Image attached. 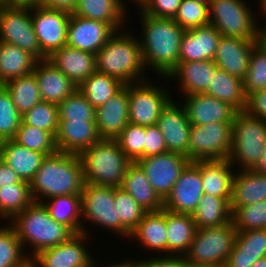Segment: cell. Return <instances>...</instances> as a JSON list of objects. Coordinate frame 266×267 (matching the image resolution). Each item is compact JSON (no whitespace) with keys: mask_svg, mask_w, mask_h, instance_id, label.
Masks as SVG:
<instances>
[{"mask_svg":"<svg viewBox=\"0 0 266 267\" xmlns=\"http://www.w3.org/2000/svg\"><path fill=\"white\" fill-rule=\"evenodd\" d=\"M243 82L246 96L266 89V52L258 45L252 49L248 71Z\"/></svg>","mask_w":266,"mask_h":267,"instance_id":"obj_50","label":"cell"},{"mask_svg":"<svg viewBox=\"0 0 266 267\" xmlns=\"http://www.w3.org/2000/svg\"><path fill=\"white\" fill-rule=\"evenodd\" d=\"M95 122L102 139H115L129 124L128 85L96 108Z\"/></svg>","mask_w":266,"mask_h":267,"instance_id":"obj_20","label":"cell"},{"mask_svg":"<svg viewBox=\"0 0 266 267\" xmlns=\"http://www.w3.org/2000/svg\"><path fill=\"white\" fill-rule=\"evenodd\" d=\"M47 200L42 203L55 221L68 226L75 234H89L80 220L82 217L80 195L53 196Z\"/></svg>","mask_w":266,"mask_h":267,"instance_id":"obj_37","label":"cell"},{"mask_svg":"<svg viewBox=\"0 0 266 267\" xmlns=\"http://www.w3.org/2000/svg\"><path fill=\"white\" fill-rule=\"evenodd\" d=\"M84 181L95 185L121 187L132 161L115 139H101L79 154Z\"/></svg>","mask_w":266,"mask_h":267,"instance_id":"obj_5","label":"cell"},{"mask_svg":"<svg viewBox=\"0 0 266 267\" xmlns=\"http://www.w3.org/2000/svg\"><path fill=\"white\" fill-rule=\"evenodd\" d=\"M78 0H40L38 6L44 9L64 11L73 14Z\"/></svg>","mask_w":266,"mask_h":267,"instance_id":"obj_56","label":"cell"},{"mask_svg":"<svg viewBox=\"0 0 266 267\" xmlns=\"http://www.w3.org/2000/svg\"><path fill=\"white\" fill-rule=\"evenodd\" d=\"M260 2H262L260 6L262 8L263 15L265 14L264 16H266V0H262Z\"/></svg>","mask_w":266,"mask_h":267,"instance_id":"obj_66","label":"cell"},{"mask_svg":"<svg viewBox=\"0 0 266 267\" xmlns=\"http://www.w3.org/2000/svg\"><path fill=\"white\" fill-rule=\"evenodd\" d=\"M22 250L14 227L10 224L0 228V267H23L30 257Z\"/></svg>","mask_w":266,"mask_h":267,"instance_id":"obj_43","label":"cell"},{"mask_svg":"<svg viewBox=\"0 0 266 267\" xmlns=\"http://www.w3.org/2000/svg\"><path fill=\"white\" fill-rule=\"evenodd\" d=\"M137 163L144 170L154 191L164 200L190 161L182 154L166 152L141 158Z\"/></svg>","mask_w":266,"mask_h":267,"instance_id":"obj_13","label":"cell"},{"mask_svg":"<svg viewBox=\"0 0 266 267\" xmlns=\"http://www.w3.org/2000/svg\"><path fill=\"white\" fill-rule=\"evenodd\" d=\"M40 0H12V6H36Z\"/></svg>","mask_w":266,"mask_h":267,"instance_id":"obj_60","label":"cell"},{"mask_svg":"<svg viewBox=\"0 0 266 267\" xmlns=\"http://www.w3.org/2000/svg\"><path fill=\"white\" fill-rule=\"evenodd\" d=\"M162 133L168 152L179 153L188 158V143L191 124L184 107L170 100L163 108L156 123Z\"/></svg>","mask_w":266,"mask_h":267,"instance_id":"obj_19","label":"cell"},{"mask_svg":"<svg viewBox=\"0 0 266 267\" xmlns=\"http://www.w3.org/2000/svg\"><path fill=\"white\" fill-rule=\"evenodd\" d=\"M199 4L210 5L212 0H191Z\"/></svg>","mask_w":266,"mask_h":267,"instance_id":"obj_65","label":"cell"},{"mask_svg":"<svg viewBox=\"0 0 266 267\" xmlns=\"http://www.w3.org/2000/svg\"><path fill=\"white\" fill-rule=\"evenodd\" d=\"M145 133L146 127L129 122L115 138L121 150L132 162L143 158Z\"/></svg>","mask_w":266,"mask_h":267,"instance_id":"obj_51","label":"cell"},{"mask_svg":"<svg viewBox=\"0 0 266 267\" xmlns=\"http://www.w3.org/2000/svg\"><path fill=\"white\" fill-rule=\"evenodd\" d=\"M4 85L9 90L10 97L21 116L42 101L33 72L11 79Z\"/></svg>","mask_w":266,"mask_h":267,"instance_id":"obj_40","label":"cell"},{"mask_svg":"<svg viewBox=\"0 0 266 267\" xmlns=\"http://www.w3.org/2000/svg\"><path fill=\"white\" fill-rule=\"evenodd\" d=\"M108 267H136V263L135 261H131L128 263V261H126L125 263L123 262H120L119 264L115 263V265H111V266H108Z\"/></svg>","mask_w":266,"mask_h":267,"instance_id":"obj_61","label":"cell"},{"mask_svg":"<svg viewBox=\"0 0 266 267\" xmlns=\"http://www.w3.org/2000/svg\"><path fill=\"white\" fill-rule=\"evenodd\" d=\"M123 86V83L112 76L96 71L78 86V90L97 108L105 104Z\"/></svg>","mask_w":266,"mask_h":267,"instance_id":"obj_39","label":"cell"},{"mask_svg":"<svg viewBox=\"0 0 266 267\" xmlns=\"http://www.w3.org/2000/svg\"><path fill=\"white\" fill-rule=\"evenodd\" d=\"M216 68L213 60L179 62L166 78L179 79L180 90L185 96L205 93Z\"/></svg>","mask_w":266,"mask_h":267,"instance_id":"obj_26","label":"cell"},{"mask_svg":"<svg viewBox=\"0 0 266 267\" xmlns=\"http://www.w3.org/2000/svg\"><path fill=\"white\" fill-rule=\"evenodd\" d=\"M22 116L13 103L9 90L0 84V139H13L19 129Z\"/></svg>","mask_w":266,"mask_h":267,"instance_id":"obj_47","label":"cell"},{"mask_svg":"<svg viewBox=\"0 0 266 267\" xmlns=\"http://www.w3.org/2000/svg\"><path fill=\"white\" fill-rule=\"evenodd\" d=\"M30 12L31 6H0V41L21 48L39 61L45 60Z\"/></svg>","mask_w":266,"mask_h":267,"instance_id":"obj_10","label":"cell"},{"mask_svg":"<svg viewBox=\"0 0 266 267\" xmlns=\"http://www.w3.org/2000/svg\"><path fill=\"white\" fill-rule=\"evenodd\" d=\"M84 184L79 155L64 152L46 156L29 183L33 201L40 203L42 196L81 195Z\"/></svg>","mask_w":266,"mask_h":267,"instance_id":"obj_2","label":"cell"},{"mask_svg":"<svg viewBox=\"0 0 266 267\" xmlns=\"http://www.w3.org/2000/svg\"><path fill=\"white\" fill-rule=\"evenodd\" d=\"M147 212L163 209V200L154 191L144 170L137 162H132L125 173L121 186Z\"/></svg>","mask_w":266,"mask_h":267,"instance_id":"obj_30","label":"cell"},{"mask_svg":"<svg viewBox=\"0 0 266 267\" xmlns=\"http://www.w3.org/2000/svg\"><path fill=\"white\" fill-rule=\"evenodd\" d=\"M10 222L22 247L30 243L34 250L30 260L40 251L62 244L75 234L68 226L55 221L40 202L33 201Z\"/></svg>","mask_w":266,"mask_h":267,"instance_id":"obj_3","label":"cell"},{"mask_svg":"<svg viewBox=\"0 0 266 267\" xmlns=\"http://www.w3.org/2000/svg\"><path fill=\"white\" fill-rule=\"evenodd\" d=\"M266 146V121L237 112L233 119L232 146L229 162L241 165L242 170L253 169ZM243 166V167H242Z\"/></svg>","mask_w":266,"mask_h":267,"instance_id":"obj_7","label":"cell"},{"mask_svg":"<svg viewBox=\"0 0 266 267\" xmlns=\"http://www.w3.org/2000/svg\"><path fill=\"white\" fill-rule=\"evenodd\" d=\"M115 32L105 22L71 14L67 28L66 45L96 55Z\"/></svg>","mask_w":266,"mask_h":267,"instance_id":"obj_16","label":"cell"},{"mask_svg":"<svg viewBox=\"0 0 266 267\" xmlns=\"http://www.w3.org/2000/svg\"><path fill=\"white\" fill-rule=\"evenodd\" d=\"M231 198H221L204 193L192 214L197 229L222 226L231 222Z\"/></svg>","mask_w":266,"mask_h":267,"instance_id":"obj_38","label":"cell"},{"mask_svg":"<svg viewBox=\"0 0 266 267\" xmlns=\"http://www.w3.org/2000/svg\"><path fill=\"white\" fill-rule=\"evenodd\" d=\"M173 20L184 30L209 25V5L182 0Z\"/></svg>","mask_w":266,"mask_h":267,"instance_id":"obj_49","label":"cell"},{"mask_svg":"<svg viewBox=\"0 0 266 267\" xmlns=\"http://www.w3.org/2000/svg\"><path fill=\"white\" fill-rule=\"evenodd\" d=\"M250 9L243 0H212L209 5V24L221 36L257 40L259 26Z\"/></svg>","mask_w":266,"mask_h":267,"instance_id":"obj_8","label":"cell"},{"mask_svg":"<svg viewBox=\"0 0 266 267\" xmlns=\"http://www.w3.org/2000/svg\"><path fill=\"white\" fill-rule=\"evenodd\" d=\"M101 139L95 121H59L55 143L58 152L79 155Z\"/></svg>","mask_w":266,"mask_h":267,"instance_id":"obj_22","label":"cell"},{"mask_svg":"<svg viewBox=\"0 0 266 267\" xmlns=\"http://www.w3.org/2000/svg\"><path fill=\"white\" fill-rule=\"evenodd\" d=\"M131 237L151 251L167 252L166 209L147 212L131 232Z\"/></svg>","mask_w":266,"mask_h":267,"instance_id":"obj_33","label":"cell"},{"mask_svg":"<svg viewBox=\"0 0 266 267\" xmlns=\"http://www.w3.org/2000/svg\"><path fill=\"white\" fill-rule=\"evenodd\" d=\"M228 159L201 160L202 187L206 194L231 198L234 172Z\"/></svg>","mask_w":266,"mask_h":267,"instance_id":"obj_32","label":"cell"},{"mask_svg":"<svg viewBox=\"0 0 266 267\" xmlns=\"http://www.w3.org/2000/svg\"><path fill=\"white\" fill-rule=\"evenodd\" d=\"M266 200V175L252 169L239 170L233 175L230 209Z\"/></svg>","mask_w":266,"mask_h":267,"instance_id":"obj_28","label":"cell"},{"mask_svg":"<svg viewBox=\"0 0 266 267\" xmlns=\"http://www.w3.org/2000/svg\"><path fill=\"white\" fill-rule=\"evenodd\" d=\"M205 93L230 104L238 112L245 109L246 94L243 80L231 76L224 70L219 68L214 70L211 84Z\"/></svg>","mask_w":266,"mask_h":267,"instance_id":"obj_35","label":"cell"},{"mask_svg":"<svg viewBox=\"0 0 266 267\" xmlns=\"http://www.w3.org/2000/svg\"><path fill=\"white\" fill-rule=\"evenodd\" d=\"M221 34L213 25L185 30L179 62L214 60Z\"/></svg>","mask_w":266,"mask_h":267,"instance_id":"obj_23","label":"cell"},{"mask_svg":"<svg viewBox=\"0 0 266 267\" xmlns=\"http://www.w3.org/2000/svg\"><path fill=\"white\" fill-rule=\"evenodd\" d=\"M244 112L266 121V89L255 91L246 96Z\"/></svg>","mask_w":266,"mask_h":267,"instance_id":"obj_54","label":"cell"},{"mask_svg":"<svg viewBox=\"0 0 266 267\" xmlns=\"http://www.w3.org/2000/svg\"><path fill=\"white\" fill-rule=\"evenodd\" d=\"M119 2V4L121 5V7L125 10V4L124 2H122V0H117ZM135 1V3H138L139 4V11L143 9V7L145 6L147 0H133V2Z\"/></svg>","mask_w":266,"mask_h":267,"instance_id":"obj_62","label":"cell"},{"mask_svg":"<svg viewBox=\"0 0 266 267\" xmlns=\"http://www.w3.org/2000/svg\"><path fill=\"white\" fill-rule=\"evenodd\" d=\"M124 34L116 31L96 53V71L110 75L124 85H129L144 81L140 78L142 76L140 74H143L145 67L140 39Z\"/></svg>","mask_w":266,"mask_h":267,"instance_id":"obj_4","label":"cell"},{"mask_svg":"<svg viewBox=\"0 0 266 267\" xmlns=\"http://www.w3.org/2000/svg\"><path fill=\"white\" fill-rule=\"evenodd\" d=\"M0 158L13 169L21 180L30 183L46 155L9 139L2 142Z\"/></svg>","mask_w":266,"mask_h":267,"instance_id":"obj_29","label":"cell"},{"mask_svg":"<svg viewBox=\"0 0 266 267\" xmlns=\"http://www.w3.org/2000/svg\"><path fill=\"white\" fill-rule=\"evenodd\" d=\"M256 45L257 40L221 36L213 61L217 68L243 80L248 71L252 49Z\"/></svg>","mask_w":266,"mask_h":267,"instance_id":"obj_18","label":"cell"},{"mask_svg":"<svg viewBox=\"0 0 266 267\" xmlns=\"http://www.w3.org/2000/svg\"><path fill=\"white\" fill-rule=\"evenodd\" d=\"M59 121H95L96 108L77 89L72 95L58 105Z\"/></svg>","mask_w":266,"mask_h":267,"instance_id":"obj_45","label":"cell"},{"mask_svg":"<svg viewBox=\"0 0 266 267\" xmlns=\"http://www.w3.org/2000/svg\"><path fill=\"white\" fill-rule=\"evenodd\" d=\"M32 23L41 53L48 58L53 52L66 46L67 28L71 14L64 11L31 6Z\"/></svg>","mask_w":266,"mask_h":267,"instance_id":"obj_14","label":"cell"},{"mask_svg":"<svg viewBox=\"0 0 266 267\" xmlns=\"http://www.w3.org/2000/svg\"><path fill=\"white\" fill-rule=\"evenodd\" d=\"M252 170L259 174L266 175V146L264 147L260 160Z\"/></svg>","mask_w":266,"mask_h":267,"instance_id":"obj_58","label":"cell"},{"mask_svg":"<svg viewBox=\"0 0 266 267\" xmlns=\"http://www.w3.org/2000/svg\"><path fill=\"white\" fill-rule=\"evenodd\" d=\"M203 194L201 161L190 162L163 200V208L175 213L192 215Z\"/></svg>","mask_w":266,"mask_h":267,"instance_id":"obj_15","label":"cell"},{"mask_svg":"<svg viewBox=\"0 0 266 267\" xmlns=\"http://www.w3.org/2000/svg\"><path fill=\"white\" fill-rule=\"evenodd\" d=\"M266 257V229L237 232L232 252L223 267H251Z\"/></svg>","mask_w":266,"mask_h":267,"instance_id":"obj_27","label":"cell"},{"mask_svg":"<svg viewBox=\"0 0 266 267\" xmlns=\"http://www.w3.org/2000/svg\"><path fill=\"white\" fill-rule=\"evenodd\" d=\"M13 140L28 149L43 153L46 156L58 152L55 136L51 132L24 124L22 121Z\"/></svg>","mask_w":266,"mask_h":267,"instance_id":"obj_42","label":"cell"},{"mask_svg":"<svg viewBox=\"0 0 266 267\" xmlns=\"http://www.w3.org/2000/svg\"><path fill=\"white\" fill-rule=\"evenodd\" d=\"M125 11L117 0H78L73 15L105 22L118 31L124 26Z\"/></svg>","mask_w":266,"mask_h":267,"instance_id":"obj_36","label":"cell"},{"mask_svg":"<svg viewBox=\"0 0 266 267\" xmlns=\"http://www.w3.org/2000/svg\"><path fill=\"white\" fill-rule=\"evenodd\" d=\"M233 122L191 125L188 143L190 162L228 159L232 146Z\"/></svg>","mask_w":266,"mask_h":267,"instance_id":"obj_9","label":"cell"},{"mask_svg":"<svg viewBox=\"0 0 266 267\" xmlns=\"http://www.w3.org/2000/svg\"><path fill=\"white\" fill-rule=\"evenodd\" d=\"M139 14L144 35L139 42L144 67L152 66L158 75L166 77L179 63L180 43L185 30L172 18Z\"/></svg>","mask_w":266,"mask_h":267,"instance_id":"obj_1","label":"cell"},{"mask_svg":"<svg viewBox=\"0 0 266 267\" xmlns=\"http://www.w3.org/2000/svg\"><path fill=\"white\" fill-rule=\"evenodd\" d=\"M80 196L83 219L122 234V237H130L131 233L121 224L114 206L115 187L85 183Z\"/></svg>","mask_w":266,"mask_h":267,"instance_id":"obj_11","label":"cell"},{"mask_svg":"<svg viewBox=\"0 0 266 267\" xmlns=\"http://www.w3.org/2000/svg\"><path fill=\"white\" fill-rule=\"evenodd\" d=\"M94 262H95V261H93L89 266H86V267H94V265H95Z\"/></svg>","mask_w":266,"mask_h":267,"instance_id":"obj_68","label":"cell"},{"mask_svg":"<svg viewBox=\"0 0 266 267\" xmlns=\"http://www.w3.org/2000/svg\"><path fill=\"white\" fill-rule=\"evenodd\" d=\"M136 267H193L184 256H164L135 262Z\"/></svg>","mask_w":266,"mask_h":267,"instance_id":"obj_55","label":"cell"},{"mask_svg":"<svg viewBox=\"0 0 266 267\" xmlns=\"http://www.w3.org/2000/svg\"><path fill=\"white\" fill-rule=\"evenodd\" d=\"M166 152L168 151L165 139L159 128L156 125L146 127L143 158L163 154Z\"/></svg>","mask_w":266,"mask_h":267,"instance_id":"obj_53","label":"cell"},{"mask_svg":"<svg viewBox=\"0 0 266 267\" xmlns=\"http://www.w3.org/2000/svg\"><path fill=\"white\" fill-rule=\"evenodd\" d=\"M146 82L128 85L129 122L144 127L156 125L163 108L171 100L166 89Z\"/></svg>","mask_w":266,"mask_h":267,"instance_id":"obj_12","label":"cell"},{"mask_svg":"<svg viewBox=\"0 0 266 267\" xmlns=\"http://www.w3.org/2000/svg\"><path fill=\"white\" fill-rule=\"evenodd\" d=\"M33 202L30 185L26 181L0 187V217L10 221Z\"/></svg>","mask_w":266,"mask_h":267,"instance_id":"obj_41","label":"cell"},{"mask_svg":"<svg viewBox=\"0 0 266 267\" xmlns=\"http://www.w3.org/2000/svg\"><path fill=\"white\" fill-rule=\"evenodd\" d=\"M88 234H74L68 241L47 248L35 255L31 261L37 267H86L93 260L84 247Z\"/></svg>","mask_w":266,"mask_h":267,"instance_id":"obj_17","label":"cell"},{"mask_svg":"<svg viewBox=\"0 0 266 267\" xmlns=\"http://www.w3.org/2000/svg\"><path fill=\"white\" fill-rule=\"evenodd\" d=\"M38 61L21 48L0 41V84L32 73Z\"/></svg>","mask_w":266,"mask_h":267,"instance_id":"obj_34","label":"cell"},{"mask_svg":"<svg viewBox=\"0 0 266 267\" xmlns=\"http://www.w3.org/2000/svg\"><path fill=\"white\" fill-rule=\"evenodd\" d=\"M22 122L56 136L59 124L58 107L56 104L41 101L22 115Z\"/></svg>","mask_w":266,"mask_h":267,"instance_id":"obj_46","label":"cell"},{"mask_svg":"<svg viewBox=\"0 0 266 267\" xmlns=\"http://www.w3.org/2000/svg\"><path fill=\"white\" fill-rule=\"evenodd\" d=\"M231 221L237 232L266 229V200L236 208Z\"/></svg>","mask_w":266,"mask_h":267,"instance_id":"obj_44","label":"cell"},{"mask_svg":"<svg viewBox=\"0 0 266 267\" xmlns=\"http://www.w3.org/2000/svg\"><path fill=\"white\" fill-rule=\"evenodd\" d=\"M182 0H147L140 13L150 17L174 18Z\"/></svg>","mask_w":266,"mask_h":267,"instance_id":"obj_52","label":"cell"},{"mask_svg":"<svg viewBox=\"0 0 266 267\" xmlns=\"http://www.w3.org/2000/svg\"><path fill=\"white\" fill-rule=\"evenodd\" d=\"M114 206L121 224L131 233L147 213L134 198L121 187H115Z\"/></svg>","mask_w":266,"mask_h":267,"instance_id":"obj_48","label":"cell"},{"mask_svg":"<svg viewBox=\"0 0 266 267\" xmlns=\"http://www.w3.org/2000/svg\"><path fill=\"white\" fill-rule=\"evenodd\" d=\"M0 6H12V0H0Z\"/></svg>","mask_w":266,"mask_h":267,"instance_id":"obj_64","label":"cell"},{"mask_svg":"<svg viewBox=\"0 0 266 267\" xmlns=\"http://www.w3.org/2000/svg\"><path fill=\"white\" fill-rule=\"evenodd\" d=\"M33 73L42 101L58 105L78 89L77 85L47 59L38 61Z\"/></svg>","mask_w":266,"mask_h":267,"instance_id":"obj_24","label":"cell"},{"mask_svg":"<svg viewBox=\"0 0 266 267\" xmlns=\"http://www.w3.org/2000/svg\"><path fill=\"white\" fill-rule=\"evenodd\" d=\"M251 267H266V257L259 258Z\"/></svg>","mask_w":266,"mask_h":267,"instance_id":"obj_63","label":"cell"},{"mask_svg":"<svg viewBox=\"0 0 266 267\" xmlns=\"http://www.w3.org/2000/svg\"><path fill=\"white\" fill-rule=\"evenodd\" d=\"M2 142H3V141L0 139V149H1V146H2Z\"/></svg>","mask_w":266,"mask_h":267,"instance_id":"obj_69","label":"cell"},{"mask_svg":"<svg viewBox=\"0 0 266 267\" xmlns=\"http://www.w3.org/2000/svg\"><path fill=\"white\" fill-rule=\"evenodd\" d=\"M47 60L77 86L96 72L95 54L67 45L53 52Z\"/></svg>","mask_w":266,"mask_h":267,"instance_id":"obj_25","label":"cell"},{"mask_svg":"<svg viewBox=\"0 0 266 267\" xmlns=\"http://www.w3.org/2000/svg\"><path fill=\"white\" fill-rule=\"evenodd\" d=\"M196 230L191 214L166 209L167 252L171 253L170 256H184L190 249Z\"/></svg>","mask_w":266,"mask_h":267,"instance_id":"obj_31","label":"cell"},{"mask_svg":"<svg viewBox=\"0 0 266 267\" xmlns=\"http://www.w3.org/2000/svg\"><path fill=\"white\" fill-rule=\"evenodd\" d=\"M21 181L13 169L0 158V187L10 186V184L20 183Z\"/></svg>","mask_w":266,"mask_h":267,"instance_id":"obj_57","label":"cell"},{"mask_svg":"<svg viewBox=\"0 0 266 267\" xmlns=\"http://www.w3.org/2000/svg\"><path fill=\"white\" fill-rule=\"evenodd\" d=\"M183 105L191 125L233 122L238 112L230 104L211 97L206 93L187 95Z\"/></svg>","mask_w":266,"mask_h":267,"instance_id":"obj_21","label":"cell"},{"mask_svg":"<svg viewBox=\"0 0 266 267\" xmlns=\"http://www.w3.org/2000/svg\"><path fill=\"white\" fill-rule=\"evenodd\" d=\"M23 267H37L31 260H29Z\"/></svg>","mask_w":266,"mask_h":267,"instance_id":"obj_67","label":"cell"},{"mask_svg":"<svg viewBox=\"0 0 266 267\" xmlns=\"http://www.w3.org/2000/svg\"><path fill=\"white\" fill-rule=\"evenodd\" d=\"M236 235L232 221L222 226L197 229L184 258L193 267H223L232 252Z\"/></svg>","mask_w":266,"mask_h":267,"instance_id":"obj_6","label":"cell"},{"mask_svg":"<svg viewBox=\"0 0 266 267\" xmlns=\"http://www.w3.org/2000/svg\"><path fill=\"white\" fill-rule=\"evenodd\" d=\"M257 45L266 52V25L258 29Z\"/></svg>","mask_w":266,"mask_h":267,"instance_id":"obj_59","label":"cell"}]
</instances>
